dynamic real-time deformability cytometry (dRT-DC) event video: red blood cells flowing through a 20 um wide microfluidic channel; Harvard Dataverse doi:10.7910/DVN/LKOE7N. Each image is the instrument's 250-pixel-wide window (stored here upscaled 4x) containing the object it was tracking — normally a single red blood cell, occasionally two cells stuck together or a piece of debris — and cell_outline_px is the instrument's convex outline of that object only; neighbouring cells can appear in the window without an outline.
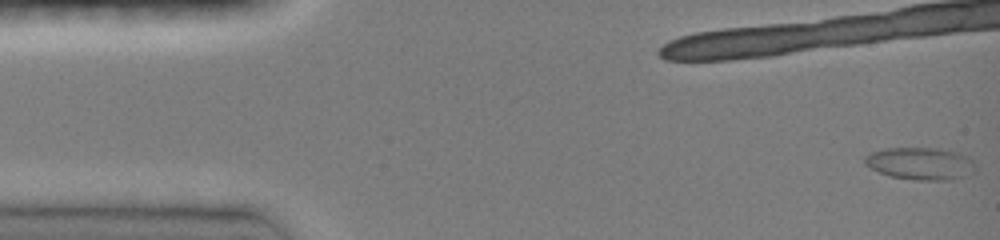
{"species": "common noctule bat (a hibernating species)", "species_latin": "Nyctalus noctula", "temperature_condition": "room temperature", "stored_images_in_passage": 17, "camera_frame_rate_fps": 3000, "um_per_image_px": 0.085, "animal": {"sex": "female", "body_mass_g": 19.0, "forearm_length_mm": 51.5}, "frame": {"image": 1, "passage_image": 1, "time_ms": 0.0, "image_size_px": [1000, 240], "cell_outline_px": [[976, 168], [964, 176], [952, 180], [916, 180], [888, 176], [864, 164], [864, 156], [872, 152], [884, 148], [940, 148], [956, 152], [968, 156], [976, 164]], "centroid_in_image_um": [78.23, 13.9], "position_along_channel_um": 6.8, "area_um2": 20.92}}